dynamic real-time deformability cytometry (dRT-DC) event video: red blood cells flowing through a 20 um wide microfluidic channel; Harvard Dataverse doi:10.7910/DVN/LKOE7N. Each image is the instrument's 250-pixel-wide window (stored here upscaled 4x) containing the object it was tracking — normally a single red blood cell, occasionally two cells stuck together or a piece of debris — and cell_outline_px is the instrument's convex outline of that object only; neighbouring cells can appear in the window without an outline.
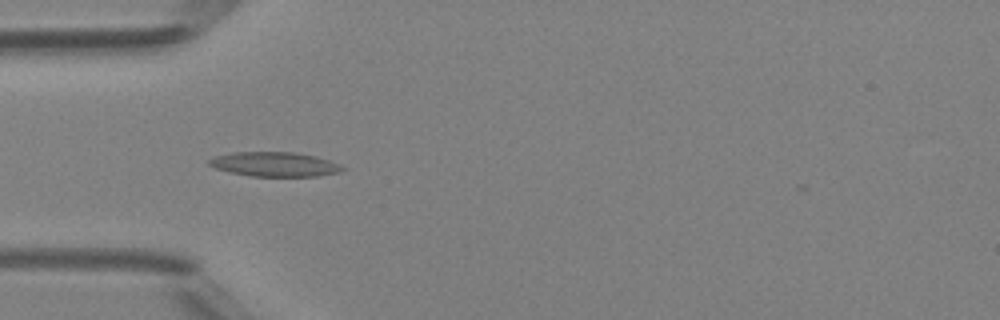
{"species": "Egyptian fruit bat (a non-hibernating species)", "species_latin": "Rousettus aegyptiacus", "temperature_condition": "room temperature", "stored_images_in_passage": 36, "camera_frame_rate_fps": 3000, "um_per_image_px": 0.085, "animal": {"sex": "female"}, "frame": {"image": 1, "passage_image": 3, "time_ms": 0.667, "image_size_px": [1000, 320], "cell_outline_px": [[344, 168], [340, 172], [316, 176], [252, 176], [228, 172], [212, 168], [208, 164], [208, 160], [216, 156], [232, 152], [296, 152], [316, 156], [340, 164]], "centroid_in_image_um": [23.31, 13.96], "position_along_channel_um": 61.7, "area_um2": 19.07}}
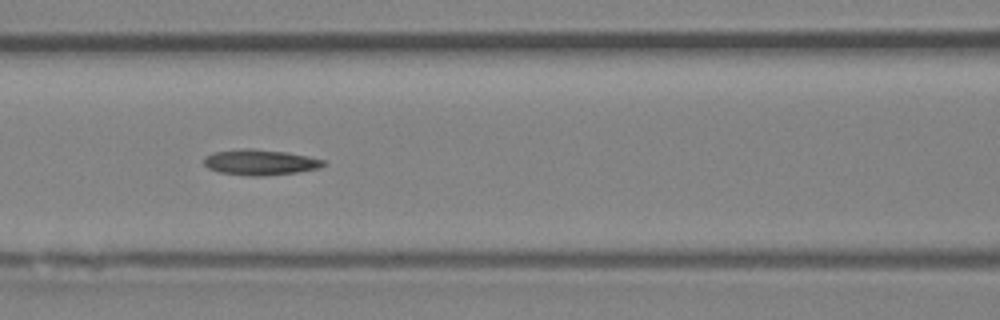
{"frame": {"image": 2, "passage_image": 9, "time_ms": 2.667, "image_size_px": [1000, 320], "cell_outline_px": [[324, 164], [320, 168], [296, 172], [260, 176], [252, 176], [220, 172], [208, 168], [204, 164], [204, 156], [212, 152], [244, 148], [252, 148], [288, 152], [308, 156], [324, 160]], "centroid_in_image_um": [22.08, 13.78], "position_along_channel_um": 144.5, "area_um2": 17.8}}
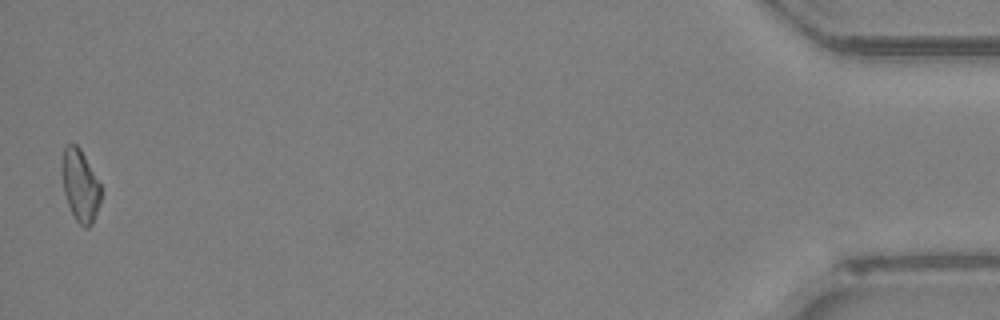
{"frame": {"image": 3, "passage_image": 36, "time_ms": 11.667, "image_size_px": [1000, 320], "cell_outline_px": [[100, 200], [92, 224], [88, 228], [84, 228], [76, 220], [68, 204], [64, 192], [64, 148], [68, 144], [76, 144], [80, 148], [100, 184]], "centroid_in_image_um": [6.85, 15.81], "position_along_channel_um": 428.4, "area_um2": 15.55}}